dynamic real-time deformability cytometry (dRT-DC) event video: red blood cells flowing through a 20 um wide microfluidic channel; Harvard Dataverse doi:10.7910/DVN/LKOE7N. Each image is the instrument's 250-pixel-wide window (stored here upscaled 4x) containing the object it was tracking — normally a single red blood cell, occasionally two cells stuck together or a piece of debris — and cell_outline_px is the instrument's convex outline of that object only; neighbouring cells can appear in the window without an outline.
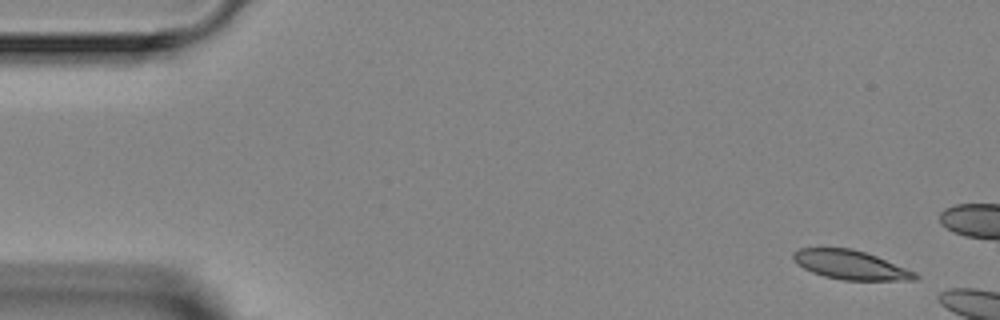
{"species": "Egyptian fruit bat (a non-hibernating species)", "species_latin": "Rousettus aegyptiacus", "temperature_condition": "room temperature", "stored_images_in_passage": 3, "camera_frame_rate_fps": 3000, "um_per_image_px": 0.085, "animal": {"sex": "female"}, "frame": {"image": 1, "passage_image": 1, "time_ms": 0.0, "image_size_px": [1000, 320], "cell_outline_px": [[920, 276], [916, 280], [844, 280], [824, 276], [812, 272], [796, 264], [792, 260], [792, 252], [800, 248], [852, 248], [876, 256], [916, 272]], "centroid_in_image_um": [72.27, 22.51], "position_along_channel_um": 12.7, "area_um2": 20.63}}